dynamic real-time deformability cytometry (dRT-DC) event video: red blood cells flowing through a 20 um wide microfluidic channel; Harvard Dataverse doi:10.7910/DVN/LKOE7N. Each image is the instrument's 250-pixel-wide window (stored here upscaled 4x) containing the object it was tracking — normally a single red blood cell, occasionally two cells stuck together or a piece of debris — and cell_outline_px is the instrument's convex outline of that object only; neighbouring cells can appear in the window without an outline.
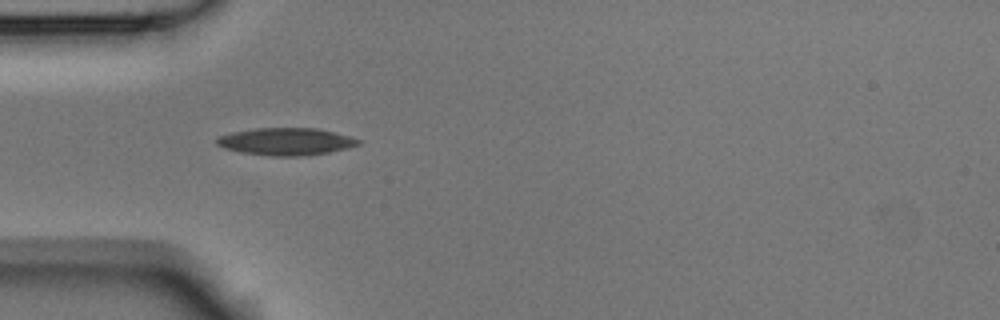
{"species": "Egyptian fruit bat (a non-hibernating species)", "species_latin": "Rousettus aegyptiacus", "temperature_condition": "room temperature", "stored_images_in_passage": 6, "camera_frame_rate_fps": 3000, "um_per_image_px": 0.085, "animal": {"sex": "male"}, "frame": {"image": 1, "passage_image": 2, "time_ms": 0.333, "image_size_px": [1000, 320], "cell_outline_px": [[364, 140], [360, 144], [328, 152], [300, 156], [272, 156], [240, 152], [224, 148], [216, 144], [216, 140], [220, 136], [232, 132], [256, 128], [316, 128]], "centroid_in_image_um": [24.29, 12.03], "position_along_channel_um": 60.7, "area_um2": 22.31}}
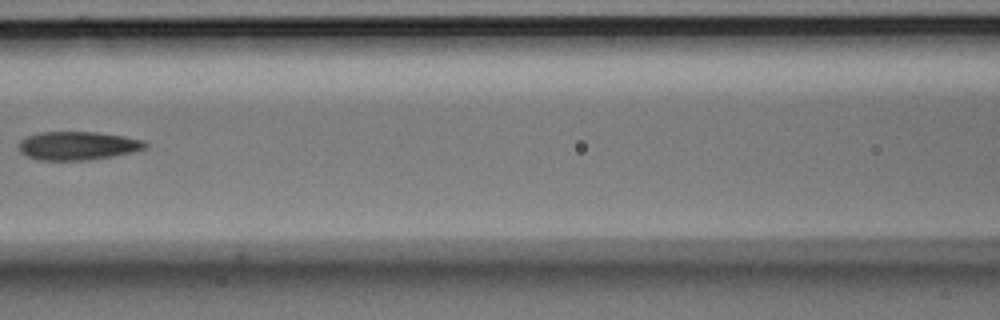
{"frame": {"image": 2, "passage_image": 4, "time_ms": 1.0, "image_size_px": [1000, 320], "cell_outline_px": [[148, 144], [144, 148], [132, 152], [112, 156], [88, 160], [40, 160], [28, 156], [20, 152], [20, 140], [28, 136], [40, 132], [96, 132], [124, 136], [144, 140]], "centroid_in_image_um": [6.62, 12.38], "position_along_channel_um": 160.0, "area_um2": 20.81}}
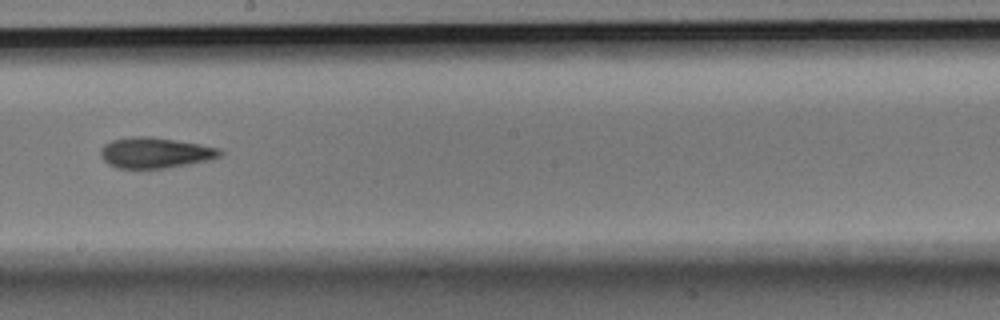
{"frame": {"image": 3, "passage_image": 6, "time_ms": 1.667, "image_size_px": [1000, 320], "cell_outline_px": [[224, 152], [220, 156], [188, 164], [164, 168], [116, 168], [108, 164], [100, 156], [100, 148], [104, 144], [112, 140], [132, 136], [152, 136], [200, 144], [220, 148]], "centroid_in_image_um": [13.15, 12.97], "position_along_channel_um": 235.1, "area_um2": 21.33}}